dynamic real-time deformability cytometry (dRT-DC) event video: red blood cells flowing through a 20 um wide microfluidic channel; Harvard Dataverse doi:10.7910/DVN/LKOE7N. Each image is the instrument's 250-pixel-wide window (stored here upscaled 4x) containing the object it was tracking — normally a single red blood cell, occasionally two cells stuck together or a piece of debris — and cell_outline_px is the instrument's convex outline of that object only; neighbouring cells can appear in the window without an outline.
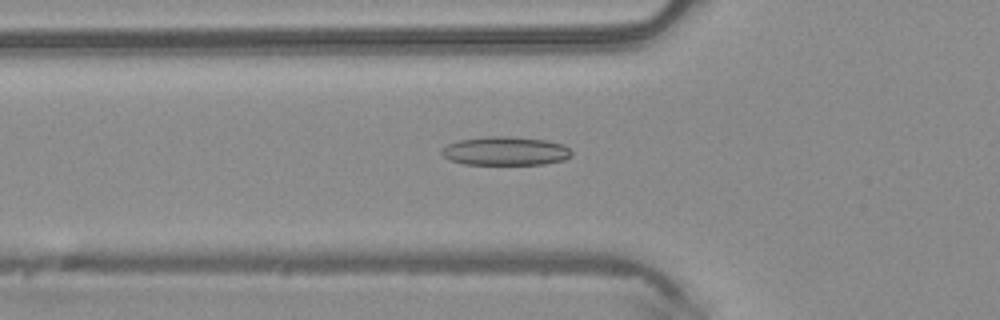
{"species": "common noctule bat (a hibernating species)", "species_latin": "Nyctalus noctula", "temperature_condition": "warm", "stored_images_in_passage": 48, "camera_frame_rate_fps": 3000, "um_per_image_px": 0.085, "animal": {"sex": "male", "body_mass_g": 20.4}, "frame": {"image": 1, "passage_image": 17, "time_ms": 5.333, "image_size_px": [1000, 320], "cell_outline_px": [[572, 156], [564, 160], [544, 164], [464, 164], [448, 160], [440, 152], [440, 148], [448, 144], [460, 140], [488, 136], [508, 136], [548, 140], [564, 144], [572, 152]], "centroid_in_image_um": [42.96, 12.83], "position_along_channel_um": 82.8, "area_um2": 21.91}}
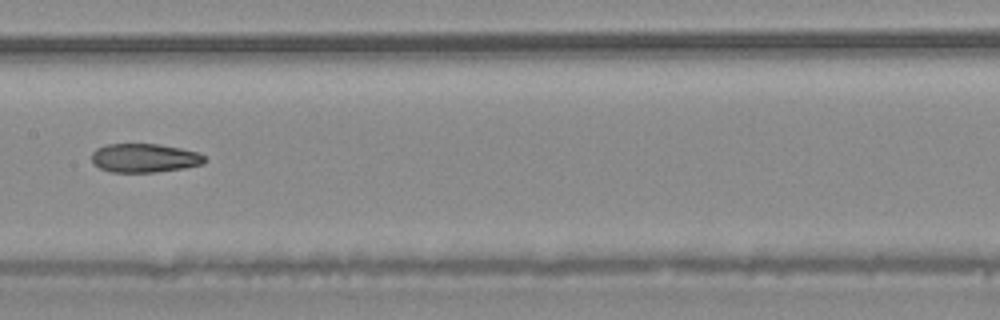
{"frame": {"image": 2, "passage_image": 25, "time_ms": 8.0, "image_size_px": [1000, 320], "cell_outline_px": [[204, 164], [184, 168], [156, 172], [112, 172], [100, 168], [92, 164], [92, 152], [96, 148], [108, 144], [160, 144], [200, 152], [204, 156]], "centroid_in_image_um": [12.28, 13.43], "position_along_channel_um": 195.1, "area_um2": 19.07}}
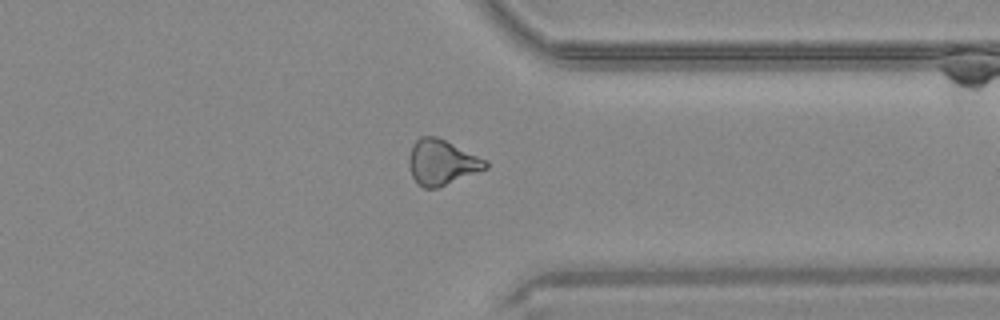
{"frame": {"image": 3, "passage_image": 38, "time_ms": 12.333, "image_size_px": [1000, 320], "cell_outline_px": [[488, 168], [436, 188], [424, 188], [416, 184], [412, 176], [408, 164], [408, 156], [412, 144], [420, 136], [436, 136], [488, 160]], "centroid_in_image_um": [37.52, 13.79], "position_along_channel_um": 373.9, "area_um2": 20.29}}